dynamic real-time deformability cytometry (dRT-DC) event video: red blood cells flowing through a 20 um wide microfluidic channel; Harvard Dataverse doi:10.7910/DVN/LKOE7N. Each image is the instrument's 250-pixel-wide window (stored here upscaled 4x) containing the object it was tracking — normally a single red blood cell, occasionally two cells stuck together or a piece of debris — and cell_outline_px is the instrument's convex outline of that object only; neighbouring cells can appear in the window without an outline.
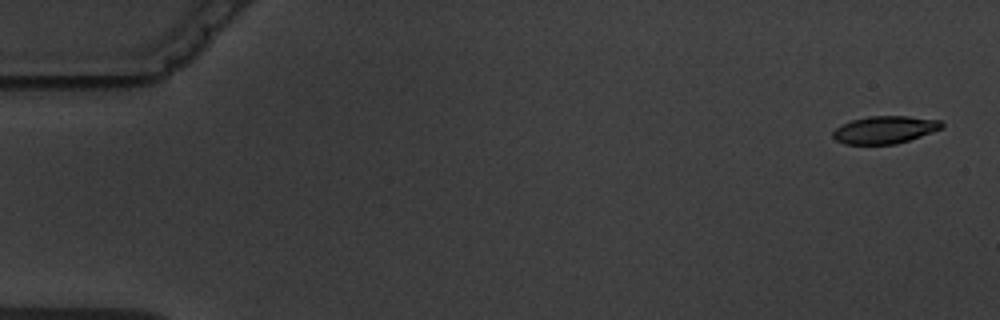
{"species": "common noctule bat (a hibernating species)", "species_latin": "Nyctalus noctula", "temperature_condition": "warm", "stored_images_in_passage": 7, "camera_frame_rate_fps": 3000, "um_per_image_px": 0.085, "animal": {"sex": "male", "body_mass_g": 19.5, "forearm_length_mm": 54.6}, "frame": {"image": 1, "passage_image": 1, "time_ms": 0.0, "image_size_px": [1000, 320], "cell_outline_px": [[944, 124], [940, 128], [932, 132], [896, 144], [844, 144], [836, 140], [832, 136], [832, 132], [840, 124], [852, 120], [868, 116], [908, 116], [940, 120]], "centroid_in_image_um": [75.16, 11.02], "position_along_channel_um": 9.8, "area_um2": 17.4}}
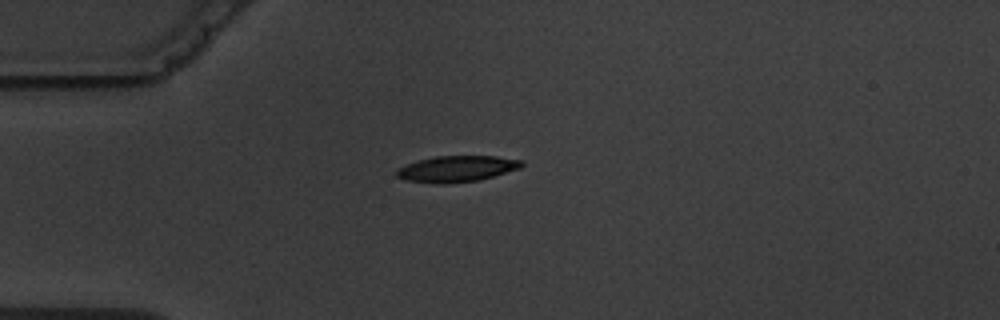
{"frame": {"image": 2, "passage_image": 5, "time_ms": 4.333, "image_size_px": [1000, 320], "cell_outline_px": [[524, 164], [520, 168], [480, 180], [444, 184], [440, 184], [408, 180], [396, 176], [396, 172], [400, 168], [408, 164], [420, 160], [436, 156], [496, 156], [524, 160]], "centroid_in_image_um": [38.89, 14.35], "position_along_channel_um": 46.1, "area_um2": 18.84}}